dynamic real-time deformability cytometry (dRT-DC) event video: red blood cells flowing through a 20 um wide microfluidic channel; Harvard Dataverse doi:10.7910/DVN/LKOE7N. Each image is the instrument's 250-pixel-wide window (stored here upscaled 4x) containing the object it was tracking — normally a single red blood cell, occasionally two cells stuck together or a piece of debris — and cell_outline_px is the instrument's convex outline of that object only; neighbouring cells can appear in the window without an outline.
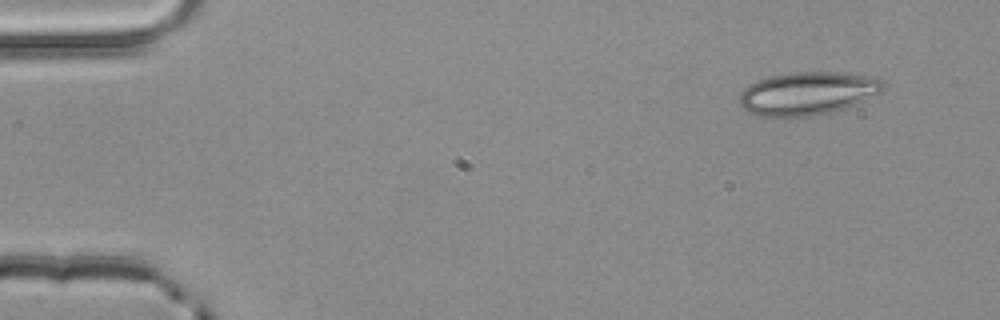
{"species": "common noctule bat (a hibernating species)", "species_latin": "Nyctalus noctula", "temperature_condition": "room temperature", "stored_images_in_passage": 3, "camera_frame_rate_fps": 3000, "um_per_image_px": 0.085, "animal": {"sex": "male", "body_mass_g": 20.4}, "frame": {"image": 1, "passage_image": 1, "time_ms": 0.0, "image_size_px": [1000, 320], "cell_outline_px": [[888, 84], [880, 92], [864, 100], [844, 108], [812, 116], [760, 116], [748, 112], [740, 104], [740, 92], [748, 84], [768, 76], [792, 72], [836, 72], [872, 76], [884, 80]], "centroid_in_image_um": [68.65, 7.92], "position_along_channel_um": 16.3, "area_um2": 36.07}}